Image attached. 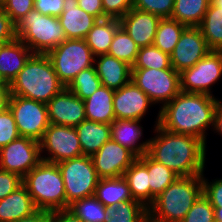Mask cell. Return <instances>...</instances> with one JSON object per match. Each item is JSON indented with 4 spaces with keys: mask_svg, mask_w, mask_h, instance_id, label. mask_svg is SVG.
Segmentation results:
<instances>
[{
    "mask_svg": "<svg viewBox=\"0 0 222 222\" xmlns=\"http://www.w3.org/2000/svg\"><path fill=\"white\" fill-rule=\"evenodd\" d=\"M78 6L98 20L107 18L103 12L102 0H78Z\"/></svg>",
    "mask_w": 222,
    "mask_h": 222,
    "instance_id": "obj_47",
    "label": "cell"
},
{
    "mask_svg": "<svg viewBox=\"0 0 222 222\" xmlns=\"http://www.w3.org/2000/svg\"><path fill=\"white\" fill-rule=\"evenodd\" d=\"M130 188L134 200L149 207V174L147 167L137 158L123 176Z\"/></svg>",
    "mask_w": 222,
    "mask_h": 222,
    "instance_id": "obj_30",
    "label": "cell"
},
{
    "mask_svg": "<svg viewBox=\"0 0 222 222\" xmlns=\"http://www.w3.org/2000/svg\"><path fill=\"white\" fill-rule=\"evenodd\" d=\"M105 207L116 206L127 200H134L126 179L118 178H100L95 195Z\"/></svg>",
    "mask_w": 222,
    "mask_h": 222,
    "instance_id": "obj_27",
    "label": "cell"
},
{
    "mask_svg": "<svg viewBox=\"0 0 222 222\" xmlns=\"http://www.w3.org/2000/svg\"><path fill=\"white\" fill-rule=\"evenodd\" d=\"M75 129L85 156H92L111 139V127L106 123L84 120Z\"/></svg>",
    "mask_w": 222,
    "mask_h": 222,
    "instance_id": "obj_25",
    "label": "cell"
},
{
    "mask_svg": "<svg viewBox=\"0 0 222 222\" xmlns=\"http://www.w3.org/2000/svg\"><path fill=\"white\" fill-rule=\"evenodd\" d=\"M138 159L147 167L149 174V206L155 198L162 193L177 176L171 169L153 160L147 153L138 157Z\"/></svg>",
    "mask_w": 222,
    "mask_h": 222,
    "instance_id": "obj_28",
    "label": "cell"
},
{
    "mask_svg": "<svg viewBox=\"0 0 222 222\" xmlns=\"http://www.w3.org/2000/svg\"><path fill=\"white\" fill-rule=\"evenodd\" d=\"M68 210L83 222H105L107 219L106 207L95 196L74 201Z\"/></svg>",
    "mask_w": 222,
    "mask_h": 222,
    "instance_id": "obj_35",
    "label": "cell"
},
{
    "mask_svg": "<svg viewBox=\"0 0 222 222\" xmlns=\"http://www.w3.org/2000/svg\"><path fill=\"white\" fill-rule=\"evenodd\" d=\"M16 36L34 54H47L67 39L59 18L34 9L16 23Z\"/></svg>",
    "mask_w": 222,
    "mask_h": 222,
    "instance_id": "obj_6",
    "label": "cell"
},
{
    "mask_svg": "<svg viewBox=\"0 0 222 222\" xmlns=\"http://www.w3.org/2000/svg\"><path fill=\"white\" fill-rule=\"evenodd\" d=\"M34 53L19 39L0 48V76L9 85Z\"/></svg>",
    "mask_w": 222,
    "mask_h": 222,
    "instance_id": "obj_21",
    "label": "cell"
},
{
    "mask_svg": "<svg viewBox=\"0 0 222 222\" xmlns=\"http://www.w3.org/2000/svg\"><path fill=\"white\" fill-rule=\"evenodd\" d=\"M46 55L65 87L79 72L94 66L95 61V56L84 39H66Z\"/></svg>",
    "mask_w": 222,
    "mask_h": 222,
    "instance_id": "obj_7",
    "label": "cell"
},
{
    "mask_svg": "<svg viewBox=\"0 0 222 222\" xmlns=\"http://www.w3.org/2000/svg\"><path fill=\"white\" fill-rule=\"evenodd\" d=\"M138 157L129 149L110 139L91 156L99 178H118Z\"/></svg>",
    "mask_w": 222,
    "mask_h": 222,
    "instance_id": "obj_14",
    "label": "cell"
},
{
    "mask_svg": "<svg viewBox=\"0 0 222 222\" xmlns=\"http://www.w3.org/2000/svg\"><path fill=\"white\" fill-rule=\"evenodd\" d=\"M39 144L41 159L49 163L57 164L83 155L75 127L49 124Z\"/></svg>",
    "mask_w": 222,
    "mask_h": 222,
    "instance_id": "obj_11",
    "label": "cell"
},
{
    "mask_svg": "<svg viewBox=\"0 0 222 222\" xmlns=\"http://www.w3.org/2000/svg\"><path fill=\"white\" fill-rule=\"evenodd\" d=\"M222 76V50H210L194 66L180 73L181 91L214 96L212 86Z\"/></svg>",
    "mask_w": 222,
    "mask_h": 222,
    "instance_id": "obj_12",
    "label": "cell"
},
{
    "mask_svg": "<svg viewBox=\"0 0 222 222\" xmlns=\"http://www.w3.org/2000/svg\"><path fill=\"white\" fill-rule=\"evenodd\" d=\"M115 90L100 86L92 95L84 100L86 120L111 125L115 118L113 95Z\"/></svg>",
    "mask_w": 222,
    "mask_h": 222,
    "instance_id": "obj_24",
    "label": "cell"
},
{
    "mask_svg": "<svg viewBox=\"0 0 222 222\" xmlns=\"http://www.w3.org/2000/svg\"><path fill=\"white\" fill-rule=\"evenodd\" d=\"M101 86L95 66L79 72L67 88L83 101Z\"/></svg>",
    "mask_w": 222,
    "mask_h": 222,
    "instance_id": "obj_37",
    "label": "cell"
},
{
    "mask_svg": "<svg viewBox=\"0 0 222 222\" xmlns=\"http://www.w3.org/2000/svg\"><path fill=\"white\" fill-rule=\"evenodd\" d=\"M41 159L39 141L19 136L0 148V169L15 173L23 178Z\"/></svg>",
    "mask_w": 222,
    "mask_h": 222,
    "instance_id": "obj_13",
    "label": "cell"
},
{
    "mask_svg": "<svg viewBox=\"0 0 222 222\" xmlns=\"http://www.w3.org/2000/svg\"><path fill=\"white\" fill-rule=\"evenodd\" d=\"M15 222H50V213L38 210L33 215L21 218Z\"/></svg>",
    "mask_w": 222,
    "mask_h": 222,
    "instance_id": "obj_49",
    "label": "cell"
},
{
    "mask_svg": "<svg viewBox=\"0 0 222 222\" xmlns=\"http://www.w3.org/2000/svg\"><path fill=\"white\" fill-rule=\"evenodd\" d=\"M2 7L16 24L29 11L34 9V0H6Z\"/></svg>",
    "mask_w": 222,
    "mask_h": 222,
    "instance_id": "obj_41",
    "label": "cell"
},
{
    "mask_svg": "<svg viewBox=\"0 0 222 222\" xmlns=\"http://www.w3.org/2000/svg\"><path fill=\"white\" fill-rule=\"evenodd\" d=\"M131 81L162 108L181 91L180 73L175 69H132Z\"/></svg>",
    "mask_w": 222,
    "mask_h": 222,
    "instance_id": "obj_9",
    "label": "cell"
},
{
    "mask_svg": "<svg viewBox=\"0 0 222 222\" xmlns=\"http://www.w3.org/2000/svg\"><path fill=\"white\" fill-rule=\"evenodd\" d=\"M120 26V19L114 18L98 20L95 23L84 38L95 57L109 52L114 34Z\"/></svg>",
    "mask_w": 222,
    "mask_h": 222,
    "instance_id": "obj_26",
    "label": "cell"
},
{
    "mask_svg": "<svg viewBox=\"0 0 222 222\" xmlns=\"http://www.w3.org/2000/svg\"><path fill=\"white\" fill-rule=\"evenodd\" d=\"M210 5L213 7H218L222 10V0H210Z\"/></svg>",
    "mask_w": 222,
    "mask_h": 222,
    "instance_id": "obj_54",
    "label": "cell"
},
{
    "mask_svg": "<svg viewBox=\"0 0 222 222\" xmlns=\"http://www.w3.org/2000/svg\"><path fill=\"white\" fill-rule=\"evenodd\" d=\"M64 182L66 209L76 200L95 195L99 177L91 156L82 155L57 163Z\"/></svg>",
    "mask_w": 222,
    "mask_h": 222,
    "instance_id": "obj_8",
    "label": "cell"
},
{
    "mask_svg": "<svg viewBox=\"0 0 222 222\" xmlns=\"http://www.w3.org/2000/svg\"><path fill=\"white\" fill-rule=\"evenodd\" d=\"M143 222H165V221H161L155 218L154 216H152L150 213H147L145 217L143 218Z\"/></svg>",
    "mask_w": 222,
    "mask_h": 222,
    "instance_id": "obj_52",
    "label": "cell"
},
{
    "mask_svg": "<svg viewBox=\"0 0 222 222\" xmlns=\"http://www.w3.org/2000/svg\"><path fill=\"white\" fill-rule=\"evenodd\" d=\"M154 103L132 81L115 90L113 109L116 119L142 120Z\"/></svg>",
    "mask_w": 222,
    "mask_h": 222,
    "instance_id": "obj_17",
    "label": "cell"
},
{
    "mask_svg": "<svg viewBox=\"0 0 222 222\" xmlns=\"http://www.w3.org/2000/svg\"><path fill=\"white\" fill-rule=\"evenodd\" d=\"M174 69L171 66L170 55L154 45L141 47L132 69Z\"/></svg>",
    "mask_w": 222,
    "mask_h": 222,
    "instance_id": "obj_36",
    "label": "cell"
},
{
    "mask_svg": "<svg viewBox=\"0 0 222 222\" xmlns=\"http://www.w3.org/2000/svg\"><path fill=\"white\" fill-rule=\"evenodd\" d=\"M202 174L203 194L209 199L214 208L222 207V179L209 181ZM209 181V182H208Z\"/></svg>",
    "mask_w": 222,
    "mask_h": 222,
    "instance_id": "obj_43",
    "label": "cell"
},
{
    "mask_svg": "<svg viewBox=\"0 0 222 222\" xmlns=\"http://www.w3.org/2000/svg\"><path fill=\"white\" fill-rule=\"evenodd\" d=\"M38 210L54 212L66 209V193L61 171L56 163L41 161L22 178Z\"/></svg>",
    "mask_w": 222,
    "mask_h": 222,
    "instance_id": "obj_5",
    "label": "cell"
},
{
    "mask_svg": "<svg viewBox=\"0 0 222 222\" xmlns=\"http://www.w3.org/2000/svg\"><path fill=\"white\" fill-rule=\"evenodd\" d=\"M94 66L102 86L118 90L131 81L132 66L108 54L96 56Z\"/></svg>",
    "mask_w": 222,
    "mask_h": 222,
    "instance_id": "obj_20",
    "label": "cell"
},
{
    "mask_svg": "<svg viewBox=\"0 0 222 222\" xmlns=\"http://www.w3.org/2000/svg\"><path fill=\"white\" fill-rule=\"evenodd\" d=\"M8 95V88H0V110L6 106V98Z\"/></svg>",
    "mask_w": 222,
    "mask_h": 222,
    "instance_id": "obj_51",
    "label": "cell"
},
{
    "mask_svg": "<svg viewBox=\"0 0 222 222\" xmlns=\"http://www.w3.org/2000/svg\"><path fill=\"white\" fill-rule=\"evenodd\" d=\"M186 27L171 18H161L153 45L170 55Z\"/></svg>",
    "mask_w": 222,
    "mask_h": 222,
    "instance_id": "obj_32",
    "label": "cell"
},
{
    "mask_svg": "<svg viewBox=\"0 0 222 222\" xmlns=\"http://www.w3.org/2000/svg\"><path fill=\"white\" fill-rule=\"evenodd\" d=\"M58 18L67 39H84L98 21L78 6V0H64L63 12Z\"/></svg>",
    "mask_w": 222,
    "mask_h": 222,
    "instance_id": "obj_19",
    "label": "cell"
},
{
    "mask_svg": "<svg viewBox=\"0 0 222 222\" xmlns=\"http://www.w3.org/2000/svg\"><path fill=\"white\" fill-rule=\"evenodd\" d=\"M64 0H34V10L43 15L59 17L63 12Z\"/></svg>",
    "mask_w": 222,
    "mask_h": 222,
    "instance_id": "obj_46",
    "label": "cell"
},
{
    "mask_svg": "<svg viewBox=\"0 0 222 222\" xmlns=\"http://www.w3.org/2000/svg\"><path fill=\"white\" fill-rule=\"evenodd\" d=\"M218 99L200 93L180 91L158 112L155 125L178 134L192 135L207 144V132L213 129L214 114Z\"/></svg>",
    "mask_w": 222,
    "mask_h": 222,
    "instance_id": "obj_1",
    "label": "cell"
},
{
    "mask_svg": "<svg viewBox=\"0 0 222 222\" xmlns=\"http://www.w3.org/2000/svg\"><path fill=\"white\" fill-rule=\"evenodd\" d=\"M50 222H83L75 216L70 210L63 209L50 212Z\"/></svg>",
    "mask_w": 222,
    "mask_h": 222,
    "instance_id": "obj_48",
    "label": "cell"
},
{
    "mask_svg": "<svg viewBox=\"0 0 222 222\" xmlns=\"http://www.w3.org/2000/svg\"><path fill=\"white\" fill-rule=\"evenodd\" d=\"M65 85L59 80L46 54H33L8 85V95L47 104Z\"/></svg>",
    "mask_w": 222,
    "mask_h": 222,
    "instance_id": "obj_3",
    "label": "cell"
},
{
    "mask_svg": "<svg viewBox=\"0 0 222 222\" xmlns=\"http://www.w3.org/2000/svg\"><path fill=\"white\" fill-rule=\"evenodd\" d=\"M50 124L76 127L86 120L84 101L65 87L48 103Z\"/></svg>",
    "mask_w": 222,
    "mask_h": 222,
    "instance_id": "obj_16",
    "label": "cell"
},
{
    "mask_svg": "<svg viewBox=\"0 0 222 222\" xmlns=\"http://www.w3.org/2000/svg\"><path fill=\"white\" fill-rule=\"evenodd\" d=\"M141 120L115 119L110 125L111 139L141 157L149 148L150 139L139 141L143 136Z\"/></svg>",
    "mask_w": 222,
    "mask_h": 222,
    "instance_id": "obj_22",
    "label": "cell"
},
{
    "mask_svg": "<svg viewBox=\"0 0 222 222\" xmlns=\"http://www.w3.org/2000/svg\"><path fill=\"white\" fill-rule=\"evenodd\" d=\"M211 50H222V10L209 5L198 26Z\"/></svg>",
    "mask_w": 222,
    "mask_h": 222,
    "instance_id": "obj_31",
    "label": "cell"
},
{
    "mask_svg": "<svg viewBox=\"0 0 222 222\" xmlns=\"http://www.w3.org/2000/svg\"><path fill=\"white\" fill-rule=\"evenodd\" d=\"M22 184V178L19 175L0 169V200Z\"/></svg>",
    "mask_w": 222,
    "mask_h": 222,
    "instance_id": "obj_44",
    "label": "cell"
},
{
    "mask_svg": "<svg viewBox=\"0 0 222 222\" xmlns=\"http://www.w3.org/2000/svg\"><path fill=\"white\" fill-rule=\"evenodd\" d=\"M147 154L171 169L177 176L202 175L205 171L206 144L192 135L173 133L154 125Z\"/></svg>",
    "mask_w": 222,
    "mask_h": 222,
    "instance_id": "obj_2",
    "label": "cell"
},
{
    "mask_svg": "<svg viewBox=\"0 0 222 222\" xmlns=\"http://www.w3.org/2000/svg\"><path fill=\"white\" fill-rule=\"evenodd\" d=\"M210 50L199 27H186L170 54L171 66L182 73L205 57Z\"/></svg>",
    "mask_w": 222,
    "mask_h": 222,
    "instance_id": "obj_15",
    "label": "cell"
},
{
    "mask_svg": "<svg viewBox=\"0 0 222 222\" xmlns=\"http://www.w3.org/2000/svg\"><path fill=\"white\" fill-rule=\"evenodd\" d=\"M213 131L218 135H222V100H218L214 114Z\"/></svg>",
    "mask_w": 222,
    "mask_h": 222,
    "instance_id": "obj_50",
    "label": "cell"
},
{
    "mask_svg": "<svg viewBox=\"0 0 222 222\" xmlns=\"http://www.w3.org/2000/svg\"><path fill=\"white\" fill-rule=\"evenodd\" d=\"M14 117L7 106L0 110V148L19 137Z\"/></svg>",
    "mask_w": 222,
    "mask_h": 222,
    "instance_id": "obj_40",
    "label": "cell"
},
{
    "mask_svg": "<svg viewBox=\"0 0 222 222\" xmlns=\"http://www.w3.org/2000/svg\"><path fill=\"white\" fill-rule=\"evenodd\" d=\"M140 47L128 35L125 29L120 26L113 37L108 55L133 65L137 58Z\"/></svg>",
    "mask_w": 222,
    "mask_h": 222,
    "instance_id": "obj_34",
    "label": "cell"
},
{
    "mask_svg": "<svg viewBox=\"0 0 222 222\" xmlns=\"http://www.w3.org/2000/svg\"><path fill=\"white\" fill-rule=\"evenodd\" d=\"M214 207L202 193L181 222H214Z\"/></svg>",
    "mask_w": 222,
    "mask_h": 222,
    "instance_id": "obj_38",
    "label": "cell"
},
{
    "mask_svg": "<svg viewBox=\"0 0 222 222\" xmlns=\"http://www.w3.org/2000/svg\"><path fill=\"white\" fill-rule=\"evenodd\" d=\"M215 220L222 222V207L214 208Z\"/></svg>",
    "mask_w": 222,
    "mask_h": 222,
    "instance_id": "obj_53",
    "label": "cell"
},
{
    "mask_svg": "<svg viewBox=\"0 0 222 222\" xmlns=\"http://www.w3.org/2000/svg\"><path fill=\"white\" fill-rule=\"evenodd\" d=\"M105 222H143L148 208L137 200H127L118 205L106 207Z\"/></svg>",
    "mask_w": 222,
    "mask_h": 222,
    "instance_id": "obj_33",
    "label": "cell"
},
{
    "mask_svg": "<svg viewBox=\"0 0 222 222\" xmlns=\"http://www.w3.org/2000/svg\"><path fill=\"white\" fill-rule=\"evenodd\" d=\"M203 193L202 175L179 176L148 207V213L165 222H181Z\"/></svg>",
    "mask_w": 222,
    "mask_h": 222,
    "instance_id": "obj_4",
    "label": "cell"
},
{
    "mask_svg": "<svg viewBox=\"0 0 222 222\" xmlns=\"http://www.w3.org/2000/svg\"><path fill=\"white\" fill-rule=\"evenodd\" d=\"M133 8L161 18H170L174 10V0H133Z\"/></svg>",
    "mask_w": 222,
    "mask_h": 222,
    "instance_id": "obj_39",
    "label": "cell"
},
{
    "mask_svg": "<svg viewBox=\"0 0 222 222\" xmlns=\"http://www.w3.org/2000/svg\"><path fill=\"white\" fill-rule=\"evenodd\" d=\"M107 18L121 19L133 8V0H102Z\"/></svg>",
    "mask_w": 222,
    "mask_h": 222,
    "instance_id": "obj_42",
    "label": "cell"
},
{
    "mask_svg": "<svg viewBox=\"0 0 222 222\" xmlns=\"http://www.w3.org/2000/svg\"><path fill=\"white\" fill-rule=\"evenodd\" d=\"M0 88H8V84L0 76Z\"/></svg>",
    "mask_w": 222,
    "mask_h": 222,
    "instance_id": "obj_55",
    "label": "cell"
},
{
    "mask_svg": "<svg viewBox=\"0 0 222 222\" xmlns=\"http://www.w3.org/2000/svg\"><path fill=\"white\" fill-rule=\"evenodd\" d=\"M5 2L6 0H0V6H2Z\"/></svg>",
    "mask_w": 222,
    "mask_h": 222,
    "instance_id": "obj_56",
    "label": "cell"
},
{
    "mask_svg": "<svg viewBox=\"0 0 222 222\" xmlns=\"http://www.w3.org/2000/svg\"><path fill=\"white\" fill-rule=\"evenodd\" d=\"M209 5L210 0H174V10L170 18L187 27H198Z\"/></svg>",
    "mask_w": 222,
    "mask_h": 222,
    "instance_id": "obj_29",
    "label": "cell"
},
{
    "mask_svg": "<svg viewBox=\"0 0 222 222\" xmlns=\"http://www.w3.org/2000/svg\"><path fill=\"white\" fill-rule=\"evenodd\" d=\"M160 20L158 15L132 8L120 19V24L141 48L153 45Z\"/></svg>",
    "mask_w": 222,
    "mask_h": 222,
    "instance_id": "obj_18",
    "label": "cell"
},
{
    "mask_svg": "<svg viewBox=\"0 0 222 222\" xmlns=\"http://www.w3.org/2000/svg\"><path fill=\"white\" fill-rule=\"evenodd\" d=\"M16 38V24L0 6V41L4 44Z\"/></svg>",
    "mask_w": 222,
    "mask_h": 222,
    "instance_id": "obj_45",
    "label": "cell"
},
{
    "mask_svg": "<svg viewBox=\"0 0 222 222\" xmlns=\"http://www.w3.org/2000/svg\"><path fill=\"white\" fill-rule=\"evenodd\" d=\"M37 211L38 208L23 184L0 200V222H15Z\"/></svg>",
    "mask_w": 222,
    "mask_h": 222,
    "instance_id": "obj_23",
    "label": "cell"
},
{
    "mask_svg": "<svg viewBox=\"0 0 222 222\" xmlns=\"http://www.w3.org/2000/svg\"><path fill=\"white\" fill-rule=\"evenodd\" d=\"M10 109L20 136L40 141L49 126L47 104L15 95H7Z\"/></svg>",
    "mask_w": 222,
    "mask_h": 222,
    "instance_id": "obj_10",
    "label": "cell"
}]
</instances>
